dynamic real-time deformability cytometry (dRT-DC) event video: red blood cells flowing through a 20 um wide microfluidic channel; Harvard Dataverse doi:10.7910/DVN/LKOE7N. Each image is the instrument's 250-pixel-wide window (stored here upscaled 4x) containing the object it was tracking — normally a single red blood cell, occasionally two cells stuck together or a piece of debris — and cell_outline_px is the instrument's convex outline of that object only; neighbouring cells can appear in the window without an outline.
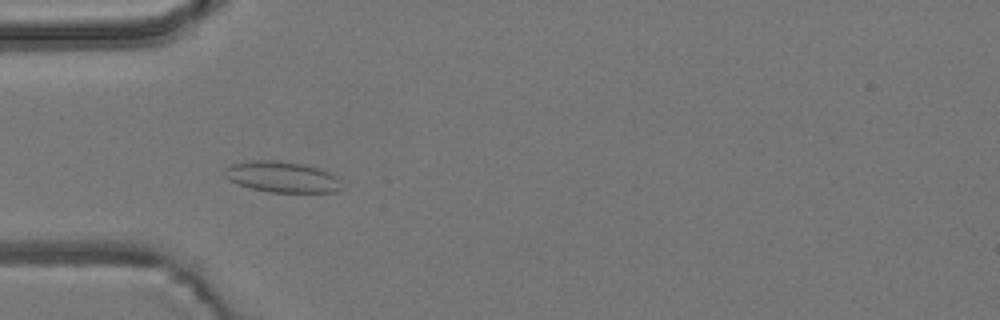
{"species": "common noctule bat (a hibernating species)", "species_latin": "Nyctalus noctula", "temperature_condition": "room temperature", "stored_images_in_passage": 5, "camera_frame_rate_fps": 3000, "um_per_image_px": 0.085, "animal": {"sex": "male", "body_mass_g": 19.2, "forearm_length_mm": 51.8}, "frame": {"image": 1, "passage_image": 4, "time_ms": 3.667, "image_size_px": [1000, 320], "cell_outline_px": [[340, 188], [336, 192], [272, 192], [252, 188], [228, 180], [224, 176], [224, 168], [232, 164], [248, 160], [280, 160], [304, 164], [328, 172], [336, 176], [340, 180]], "centroid_in_image_um": [23.94, 15.02], "position_along_channel_um": 61.1, "area_um2": 21.04}}